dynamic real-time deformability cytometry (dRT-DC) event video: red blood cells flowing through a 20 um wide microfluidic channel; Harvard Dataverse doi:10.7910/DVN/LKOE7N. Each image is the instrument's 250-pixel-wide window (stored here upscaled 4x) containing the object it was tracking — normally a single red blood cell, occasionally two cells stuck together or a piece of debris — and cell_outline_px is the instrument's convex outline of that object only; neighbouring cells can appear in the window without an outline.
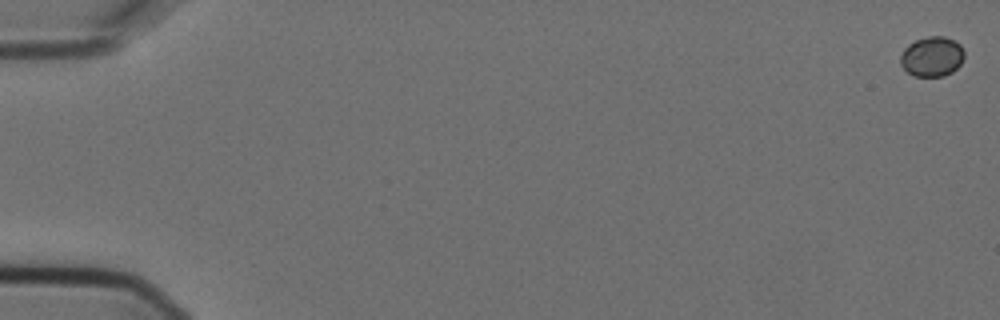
{"species": "Egyptian fruit bat (a non-hibernating species)", "species_latin": "Rousettus aegyptiacus", "temperature_condition": "cold", "stored_images_in_passage": 6, "segment_of_instrument_passage": [1, 2], "camera_frame_rate_fps": 3000, "um_per_image_px": 0.085, "animal": {"sex": "female"}, "frame": {"image": 1, "passage_image": 1, "time_ms": 0.0, "image_size_px": [1000, 320], "cell_outline_px": [[964, 56], [960, 64], [952, 72], [944, 76], [916, 76], [908, 72], [900, 64], [900, 56], [904, 48], [908, 44], [916, 40], [928, 36], [944, 36], [956, 40], [960, 44], [964, 52]], "centroid_in_image_um": [79.22, 4.79], "position_along_channel_um": 5.8, "area_um2": 14.91}}
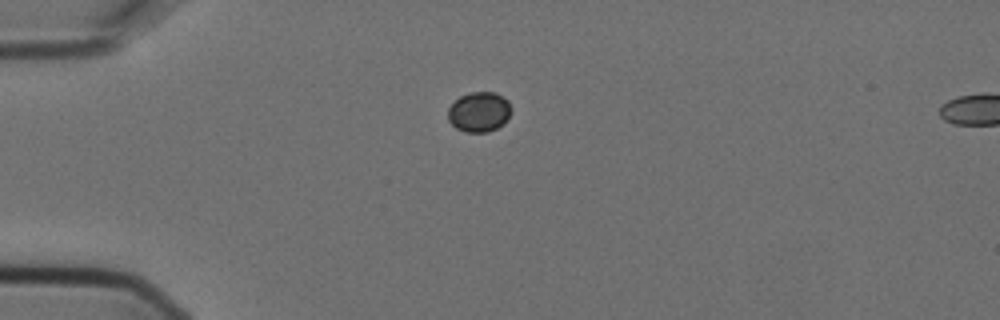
{"frame": {"image": 2, "passage_image": 5, "time_ms": 1.333, "image_size_px": [1000, 320], "cell_outline_px": [[512, 112], [504, 124], [488, 132], [464, 132], [456, 128], [448, 120], [448, 108], [460, 96], [468, 92], [496, 92], [508, 100], [512, 108]], "centroid_in_image_um": [40.75, 9.51], "position_along_channel_um": 44.3, "area_um2": 14.97}}